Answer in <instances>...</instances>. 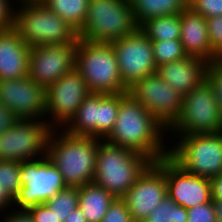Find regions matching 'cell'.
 Returning a JSON list of instances; mask_svg holds the SVG:
<instances>
[{"mask_svg": "<svg viewBox=\"0 0 222 222\" xmlns=\"http://www.w3.org/2000/svg\"><path fill=\"white\" fill-rule=\"evenodd\" d=\"M206 22L212 52L219 57L222 55V15L207 18Z\"/></svg>", "mask_w": 222, "mask_h": 222, "instance_id": "obj_32", "label": "cell"}, {"mask_svg": "<svg viewBox=\"0 0 222 222\" xmlns=\"http://www.w3.org/2000/svg\"><path fill=\"white\" fill-rule=\"evenodd\" d=\"M75 70L85 80L91 93L128 92L123 84L111 43L84 41L78 38Z\"/></svg>", "mask_w": 222, "mask_h": 222, "instance_id": "obj_5", "label": "cell"}, {"mask_svg": "<svg viewBox=\"0 0 222 222\" xmlns=\"http://www.w3.org/2000/svg\"><path fill=\"white\" fill-rule=\"evenodd\" d=\"M217 222H222V201L213 200Z\"/></svg>", "mask_w": 222, "mask_h": 222, "instance_id": "obj_42", "label": "cell"}, {"mask_svg": "<svg viewBox=\"0 0 222 222\" xmlns=\"http://www.w3.org/2000/svg\"><path fill=\"white\" fill-rule=\"evenodd\" d=\"M53 129L47 157L58 168L68 187H81L94 181L98 138L73 136Z\"/></svg>", "mask_w": 222, "mask_h": 222, "instance_id": "obj_2", "label": "cell"}, {"mask_svg": "<svg viewBox=\"0 0 222 222\" xmlns=\"http://www.w3.org/2000/svg\"><path fill=\"white\" fill-rule=\"evenodd\" d=\"M168 131L175 136L222 132L220 109L205 81L183 96L181 112Z\"/></svg>", "mask_w": 222, "mask_h": 222, "instance_id": "obj_9", "label": "cell"}, {"mask_svg": "<svg viewBox=\"0 0 222 222\" xmlns=\"http://www.w3.org/2000/svg\"><path fill=\"white\" fill-rule=\"evenodd\" d=\"M167 195L186 209L212 200L210 179L193 175L165 156Z\"/></svg>", "mask_w": 222, "mask_h": 222, "instance_id": "obj_18", "label": "cell"}, {"mask_svg": "<svg viewBox=\"0 0 222 222\" xmlns=\"http://www.w3.org/2000/svg\"><path fill=\"white\" fill-rule=\"evenodd\" d=\"M138 28L130 0H89L85 24L78 38L111 43L131 35Z\"/></svg>", "mask_w": 222, "mask_h": 222, "instance_id": "obj_6", "label": "cell"}, {"mask_svg": "<svg viewBox=\"0 0 222 222\" xmlns=\"http://www.w3.org/2000/svg\"><path fill=\"white\" fill-rule=\"evenodd\" d=\"M209 65L201 58L187 56L181 60L158 66L156 73L172 89L185 96L204 81L205 72Z\"/></svg>", "mask_w": 222, "mask_h": 222, "instance_id": "obj_19", "label": "cell"}, {"mask_svg": "<svg viewBox=\"0 0 222 222\" xmlns=\"http://www.w3.org/2000/svg\"><path fill=\"white\" fill-rule=\"evenodd\" d=\"M17 120L10 109L0 102V135L8 130Z\"/></svg>", "mask_w": 222, "mask_h": 222, "instance_id": "obj_37", "label": "cell"}, {"mask_svg": "<svg viewBox=\"0 0 222 222\" xmlns=\"http://www.w3.org/2000/svg\"><path fill=\"white\" fill-rule=\"evenodd\" d=\"M139 28L151 41L180 39V14L147 19Z\"/></svg>", "mask_w": 222, "mask_h": 222, "instance_id": "obj_25", "label": "cell"}, {"mask_svg": "<svg viewBox=\"0 0 222 222\" xmlns=\"http://www.w3.org/2000/svg\"><path fill=\"white\" fill-rule=\"evenodd\" d=\"M168 156L193 175L213 178L222 174V132L176 136Z\"/></svg>", "mask_w": 222, "mask_h": 222, "instance_id": "obj_7", "label": "cell"}, {"mask_svg": "<svg viewBox=\"0 0 222 222\" xmlns=\"http://www.w3.org/2000/svg\"><path fill=\"white\" fill-rule=\"evenodd\" d=\"M204 81L212 90L218 103L222 120V70L216 64H210L205 72Z\"/></svg>", "mask_w": 222, "mask_h": 222, "instance_id": "obj_30", "label": "cell"}, {"mask_svg": "<svg viewBox=\"0 0 222 222\" xmlns=\"http://www.w3.org/2000/svg\"><path fill=\"white\" fill-rule=\"evenodd\" d=\"M14 3H13V2ZM0 0V30L14 27V16L16 0Z\"/></svg>", "mask_w": 222, "mask_h": 222, "instance_id": "obj_35", "label": "cell"}, {"mask_svg": "<svg viewBox=\"0 0 222 222\" xmlns=\"http://www.w3.org/2000/svg\"><path fill=\"white\" fill-rule=\"evenodd\" d=\"M180 24V41L186 54L215 64L218 57L212 52L206 19L188 6L180 13Z\"/></svg>", "mask_w": 222, "mask_h": 222, "instance_id": "obj_20", "label": "cell"}, {"mask_svg": "<svg viewBox=\"0 0 222 222\" xmlns=\"http://www.w3.org/2000/svg\"><path fill=\"white\" fill-rule=\"evenodd\" d=\"M121 101L122 93H90L63 130L73 136L104 140L114 127Z\"/></svg>", "mask_w": 222, "mask_h": 222, "instance_id": "obj_10", "label": "cell"}, {"mask_svg": "<svg viewBox=\"0 0 222 222\" xmlns=\"http://www.w3.org/2000/svg\"><path fill=\"white\" fill-rule=\"evenodd\" d=\"M20 184L22 186L14 198L15 210H28L46 203L67 187L62 174L47 155L20 162Z\"/></svg>", "mask_w": 222, "mask_h": 222, "instance_id": "obj_8", "label": "cell"}, {"mask_svg": "<svg viewBox=\"0 0 222 222\" xmlns=\"http://www.w3.org/2000/svg\"><path fill=\"white\" fill-rule=\"evenodd\" d=\"M212 200L222 201V174L210 179Z\"/></svg>", "mask_w": 222, "mask_h": 222, "instance_id": "obj_39", "label": "cell"}, {"mask_svg": "<svg viewBox=\"0 0 222 222\" xmlns=\"http://www.w3.org/2000/svg\"><path fill=\"white\" fill-rule=\"evenodd\" d=\"M188 211L168 196L161 201L143 222H187Z\"/></svg>", "mask_w": 222, "mask_h": 222, "instance_id": "obj_26", "label": "cell"}, {"mask_svg": "<svg viewBox=\"0 0 222 222\" xmlns=\"http://www.w3.org/2000/svg\"><path fill=\"white\" fill-rule=\"evenodd\" d=\"M215 64L222 70V58H217V61Z\"/></svg>", "mask_w": 222, "mask_h": 222, "instance_id": "obj_43", "label": "cell"}, {"mask_svg": "<svg viewBox=\"0 0 222 222\" xmlns=\"http://www.w3.org/2000/svg\"><path fill=\"white\" fill-rule=\"evenodd\" d=\"M17 4L13 28L29 47L78 42L76 30L42 1Z\"/></svg>", "mask_w": 222, "mask_h": 222, "instance_id": "obj_4", "label": "cell"}, {"mask_svg": "<svg viewBox=\"0 0 222 222\" xmlns=\"http://www.w3.org/2000/svg\"><path fill=\"white\" fill-rule=\"evenodd\" d=\"M187 222H217L213 200L187 209Z\"/></svg>", "mask_w": 222, "mask_h": 222, "instance_id": "obj_33", "label": "cell"}, {"mask_svg": "<svg viewBox=\"0 0 222 222\" xmlns=\"http://www.w3.org/2000/svg\"><path fill=\"white\" fill-rule=\"evenodd\" d=\"M165 132L167 129L137 100L128 92H122L116 122L104 140L143 154L156 162L168 156L166 141L169 138L165 140Z\"/></svg>", "mask_w": 222, "mask_h": 222, "instance_id": "obj_1", "label": "cell"}, {"mask_svg": "<svg viewBox=\"0 0 222 222\" xmlns=\"http://www.w3.org/2000/svg\"><path fill=\"white\" fill-rule=\"evenodd\" d=\"M101 222H135L121 198H115L110 204Z\"/></svg>", "mask_w": 222, "mask_h": 222, "instance_id": "obj_34", "label": "cell"}, {"mask_svg": "<svg viewBox=\"0 0 222 222\" xmlns=\"http://www.w3.org/2000/svg\"><path fill=\"white\" fill-rule=\"evenodd\" d=\"M52 130L46 120L17 119L0 135V160L21 162L47 155Z\"/></svg>", "mask_w": 222, "mask_h": 222, "instance_id": "obj_11", "label": "cell"}, {"mask_svg": "<svg viewBox=\"0 0 222 222\" xmlns=\"http://www.w3.org/2000/svg\"><path fill=\"white\" fill-rule=\"evenodd\" d=\"M189 0H130L133 17L138 26L147 19L180 14Z\"/></svg>", "mask_w": 222, "mask_h": 222, "instance_id": "obj_23", "label": "cell"}, {"mask_svg": "<svg viewBox=\"0 0 222 222\" xmlns=\"http://www.w3.org/2000/svg\"><path fill=\"white\" fill-rule=\"evenodd\" d=\"M30 50L14 28L0 30V80L27 76Z\"/></svg>", "mask_w": 222, "mask_h": 222, "instance_id": "obj_21", "label": "cell"}, {"mask_svg": "<svg viewBox=\"0 0 222 222\" xmlns=\"http://www.w3.org/2000/svg\"><path fill=\"white\" fill-rule=\"evenodd\" d=\"M46 204L53 210L57 221L64 222L71 211L78 207V187H65Z\"/></svg>", "mask_w": 222, "mask_h": 222, "instance_id": "obj_27", "label": "cell"}, {"mask_svg": "<svg viewBox=\"0 0 222 222\" xmlns=\"http://www.w3.org/2000/svg\"><path fill=\"white\" fill-rule=\"evenodd\" d=\"M0 102L17 119H46V89L28 75L19 79L0 80Z\"/></svg>", "mask_w": 222, "mask_h": 222, "instance_id": "obj_17", "label": "cell"}, {"mask_svg": "<svg viewBox=\"0 0 222 222\" xmlns=\"http://www.w3.org/2000/svg\"><path fill=\"white\" fill-rule=\"evenodd\" d=\"M115 197L95 182L78 187V207L87 222H101Z\"/></svg>", "mask_w": 222, "mask_h": 222, "instance_id": "obj_22", "label": "cell"}, {"mask_svg": "<svg viewBox=\"0 0 222 222\" xmlns=\"http://www.w3.org/2000/svg\"><path fill=\"white\" fill-rule=\"evenodd\" d=\"M34 222H59L53 210L46 204H39L27 210Z\"/></svg>", "mask_w": 222, "mask_h": 222, "instance_id": "obj_36", "label": "cell"}, {"mask_svg": "<svg viewBox=\"0 0 222 222\" xmlns=\"http://www.w3.org/2000/svg\"><path fill=\"white\" fill-rule=\"evenodd\" d=\"M151 163L143 154L98 139L93 182L121 198Z\"/></svg>", "mask_w": 222, "mask_h": 222, "instance_id": "obj_3", "label": "cell"}, {"mask_svg": "<svg viewBox=\"0 0 222 222\" xmlns=\"http://www.w3.org/2000/svg\"><path fill=\"white\" fill-rule=\"evenodd\" d=\"M42 2L71 25L77 33L83 28L89 0H42Z\"/></svg>", "mask_w": 222, "mask_h": 222, "instance_id": "obj_24", "label": "cell"}, {"mask_svg": "<svg viewBox=\"0 0 222 222\" xmlns=\"http://www.w3.org/2000/svg\"><path fill=\"white\" fill-rule=\"evenodd\" d=\"M130 94L166 129L181 112L183 96L172 89L157 73L136 81L128 88Z\"/></svg>", "mask_w": 222, "mask_h": 222, "instance_id": "obj_13", "label": "cell"}, {"mask_svg": "<svg viewBox=\"0 0 222 222\" xmlns=\"http://www.w3.org/2000/svg\"><path fill=\"white\" fill-rule=\"evenodd\" d=\"M123 84L129 88L136 81L156 73L152 41L138 28L134 33L111 42Z\"/></svg>", "mask_w": 222, "mask_h": 222, "instance_id": "obj_14", "label": "cell"}, {"mask_svg": "<svg viewBox=\"0 0 222 222\" xmlns=\"http://www.w3.org/2000/svg\"><path fill=\"white\" fill-rule=\"evenodd\" d=\"M13 204L14 199L3 187L0 186V214L5 211L4 215H6L7 209L11 211V206H13Z\"/></svg>", "mask_w": 222, "mask_h": 222, "instance_id": "obj_40", "label": "cell"}, {"mask_svg": "<svg viewBox=\"0 0 222 222\" xmlns=\"http://www.w3.org/2000/svg\"><path fill=\"white\" fill-rule=\"evenodd\" d=\"M165 157L152 162L121 197L135 222H143L167 197Z\"/></svg>", "mask_w": 222, "mask_h": 222, "instance_id": "obj_15", "label": "cell"}, {"mask_svg": "<svg viewBox=\"0 0 222 222\" xmlns=\"http://www.w3.org/2000/svg\"><path fill=\"white\" fill-rule=\"evenodd\" d=\"M17 1V3H18V1L19 2H23V1H42V0H16Z\"/></svg>", "mask_w": 222, "mask_h": 222, "instance_id": "obj_44", "label": "cell"}, {"mask_svg": "<svg viewBox=\"0 0 222 222\" xmlns=\"http://www.w3.org/2000/svg\"><path fill=\"white\" fill-rule=\"evenodd\" d=\"M0 186L14 199L18 194L20 184V162L0 160Z\"/></svg>", "mask_w": 222, "mask_h": 222, "instance_id": "obj_29", "label": "cell"}, {"mask_svg": "<svg viewBox=\"0 0 222 222\" xmlns=\"http://www.w3.org/2000/svg\"><path fill=\"white\" fill-rule=\"evenodd\" d=\"M153 57L156 66L181 60L186 54L180 39L152 41Z\"/></svg>", "mask_w": 222, "mask_h": 222, "instance_id": "obj_28", "label": "cell"}, {"mask_svg": "<svg viewBox=\"0 0 222 222\" xmlns=\"http://www.w3.org/2000/svg\"><path fill=\"white\" fill-rule=\"evenodd\" d=\"M64 222H87V220L81 209L77 207L71 211L70 215L65 218Z\"/></svg>", "mask_w": 222, "mask_h": 222, "instance_id": "obj_41", "label": "cell"}, {"mask_svg": "<svg viewBox=\"0 0 222 222\" xmlns=\"http://www.w3.org/2000/svg\"><path fill=\"white\" fill-rule=\"evenodd\" d=\"M11 211L12 212L7 211L6 216L4 215L1 216L3 217V220L1 218L0 222H34L32 216L29 214L27 210L12 209Z\"/></svg>", "mask_w": 222, "mask_h": 222, "instance_id": "obj_38", "label": "cell"}, {"mask_svg": "<svg viewBox=\"0 0 222 222\" xmlns=\"http://www.w3.org/2000/svg\"><path fill=\"white\" fill-rule=\"evenodd\" d=\"M77 42L31 47L28 76L47 89L75 69Z\"/></svg>", "mask_w": 222, "mask_h": 222, "instance_id": "obj_16", "label": "cell"}, {"mask_svg": "<svg viewBox=\"0 0 222 222\" xmlns=\"http://www.w3.org/2000/svg\"><path fill=\"white\" fill-rule=\"evenodd\" d=\"M188 6L205 19L222 15V0H189Z\"/></svg>", "mask_w": 222, "mask_h": 222, "instance_id": "obj_31", "label": "cell"}, {"mask_svg": "<svg viewBox=\"0 0 222 222\" xmlns=\"http://www.w3.org/2000/svg\"><path fill=\"white\" fill-rule=\"evenodd\" d=\"M85 80L73 69L46 89V117L52 129H63L90 94ZM49 120V121H48Z\"/></svg>", "mask_w": 222, "mask_h": 222, "instance_id": "obj_12", "label": "cell"}]
</instances>
